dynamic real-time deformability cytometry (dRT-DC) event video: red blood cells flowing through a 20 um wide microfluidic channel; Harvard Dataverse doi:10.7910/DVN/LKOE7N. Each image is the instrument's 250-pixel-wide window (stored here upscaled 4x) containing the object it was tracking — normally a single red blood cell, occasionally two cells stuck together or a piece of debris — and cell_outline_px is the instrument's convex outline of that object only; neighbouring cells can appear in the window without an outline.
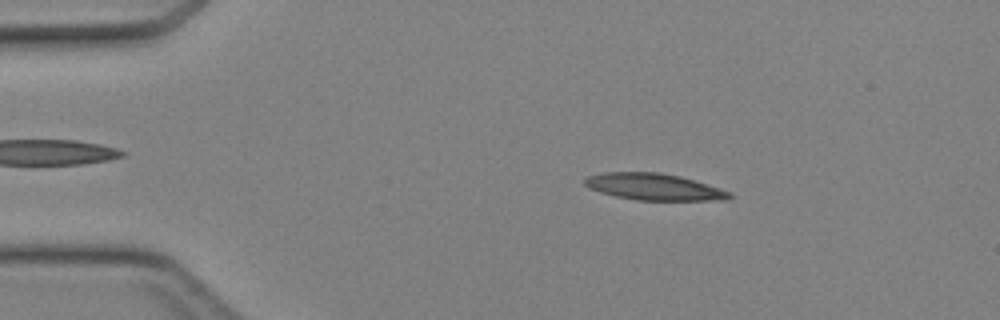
{"species": "Egyptian fruit bat (a non-hibernating species)", "species_latin": "Rousettus aegyptiacus", "temperature_condition": "cold", "stored_images_in_passage": 44, "camera_frame_rate_fps": 3000, "um_per_image_px": 0.085, "animal": {"sex": "female"}, "frame": {"image": 1, "passage_image": 7, "time_ms": 2.0, "image_size_px": [1000, 320], "cell_outline_px": [[736, 196], [728, 200], [636, 200], [616, 196], [600, 192], [588, 188], [584, 184], [584, 180], [588, 176], [604, 172], [660, 172], [680, 176], [720, 188], [732, 192]], "centroid_in_image_um": [55.62, 15.88], "position_along_channel_um": 29.4, "area_um2": 22.6}}
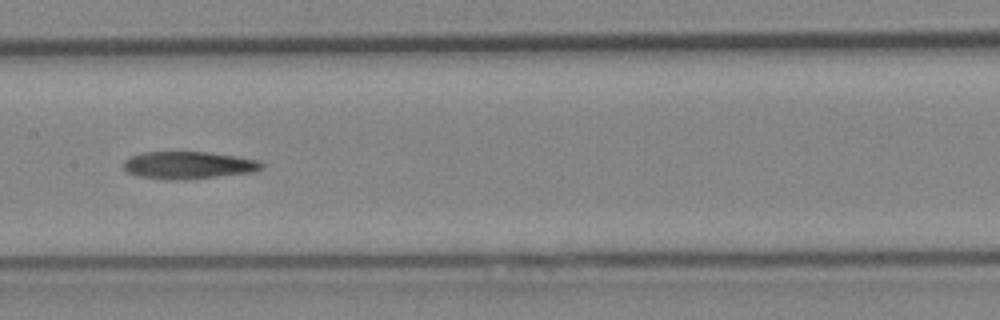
{"frame": {"image": 2, "passage_image": 22, "time_ms": 7.0, "image_size_px": [1000, 320], "cell_outline_px": [[264, 168], [256, 172], [176, 180], [172, 180], [140, 176], [128, 172], [124, 168], [124, 160], [132, 156], [144, 152], [208, 152], [236, 156], [260, 160], [264, 164]], "centroid_in_image_um": [16.08, 14.03], "position_along_channel_um": 191.3, "area_um2": 21.91}}
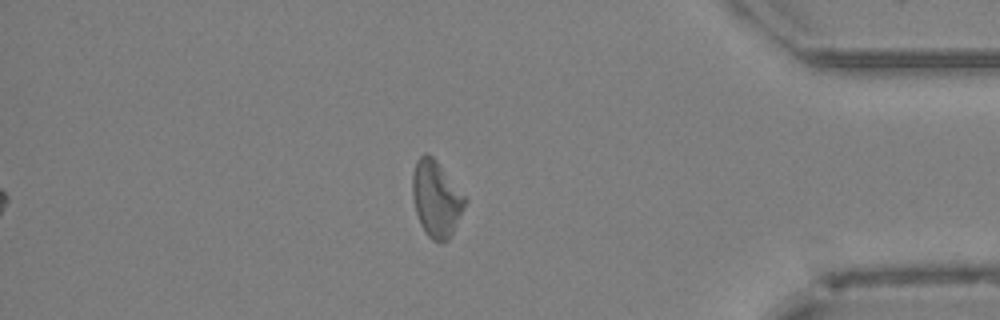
{"frame": {"image": 3, "passage_image": 38, "time_ms": 12.333, "image_size_px": [1000, 320], "cell_outline_px": [[468, 200], [452, 236], [448, 240], [440, 244], [432, 240], [424, 232], [420, 224], [416, 212], [412, 196], [412, 172], [416, 160], [424, 152], [432, 156], [436, 160]], "centroid_in_image_um": [37.07, 16.93], "position_along_channel_um": 398.1, "area_um2": 23.58}}